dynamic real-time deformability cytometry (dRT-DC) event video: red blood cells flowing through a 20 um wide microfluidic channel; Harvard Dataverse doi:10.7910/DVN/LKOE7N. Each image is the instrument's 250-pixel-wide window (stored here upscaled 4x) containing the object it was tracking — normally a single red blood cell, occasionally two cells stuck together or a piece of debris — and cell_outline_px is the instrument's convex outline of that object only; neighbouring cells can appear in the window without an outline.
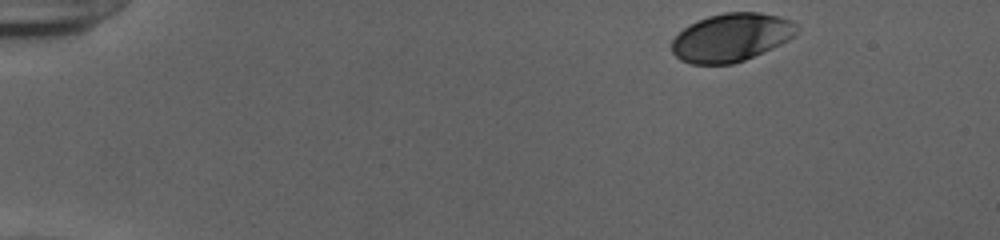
{"species": "human", "species_latin": "Homo sapiens", "temperature_condition": "cold", "stored_images_in_passage": 47, "camera_frame_rate_fps": 3000, "um_per_image_px": 0.085, "donor": {"sex": "female"}, "frame": {"image": 1, "passage_image": 1, "time_ms": 0.0, "image_size_px": [1000, 240], "cell_outline_px": [[796, 32], [788, 40], [772, 48], [744, 60], [732, 64], [692, 64], [680, 60], [672, 52], [672, 40], [684, 28], [708, 16], [724, 12], [760, 12], [792, 20], [796, 24]], "centroid_in_image_um": [62.15, 3.18], "position_along_channel_um": 22.9, "area_um2": 34.74}}
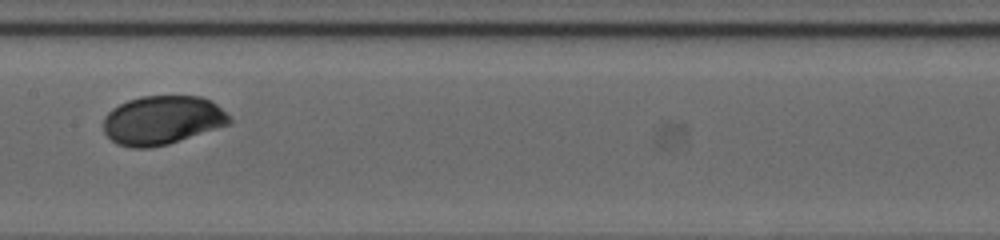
{"frame": {"image": 2, "passage_image": 23, "time_ms": 7.333, "image_size_px": [1000, 240], "cell_outline_px": [[232, 120], [228, 124], [168, 144], [148, 148], [132, 148], [116, 144], [104, 132], [104, 116], [112, 108], [128, 100], [140, 96], [200, 96], [212, 100]], "centroid_in_image_um": [13.75, 10.21], "position_along_channel_um": 193.6, "area_um2": 35.66}}
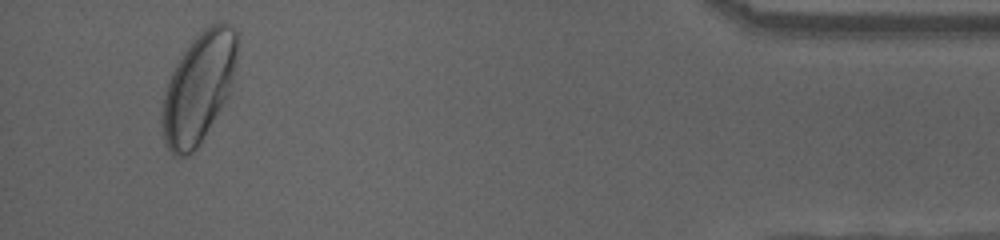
{"frame": {"image": 3, "passage_image": 45, "time_ms": 14.667, "image_size_px": [1000, 240], "cell_outline_px": [[236, 52], [232, 80], [228, 96], [224, 104], [196, 148], [188, 156], [172, 156], [164, 144], [160, 120], [160, 108], [164, 92], [172, 72], [176, 64], [192, 40], [204, 28], [220, 20], [224, 20], [236, 32]], "centroid_in_image_um": [16.83, 7.5], "position_along_channel_um": 418.4, "area_um2": 47.97}, "authors_computed_cell_mechanics": {"area_um2": 35.9516, "velocity_mm_per_s": 3.8661, "shape_relaxation_time_tau1_ms": 2.2082, "shape_relaxation_time_tau2_ms": null, "deformation_change_tau1": 0.103, "deformation_change_tau2": null}}